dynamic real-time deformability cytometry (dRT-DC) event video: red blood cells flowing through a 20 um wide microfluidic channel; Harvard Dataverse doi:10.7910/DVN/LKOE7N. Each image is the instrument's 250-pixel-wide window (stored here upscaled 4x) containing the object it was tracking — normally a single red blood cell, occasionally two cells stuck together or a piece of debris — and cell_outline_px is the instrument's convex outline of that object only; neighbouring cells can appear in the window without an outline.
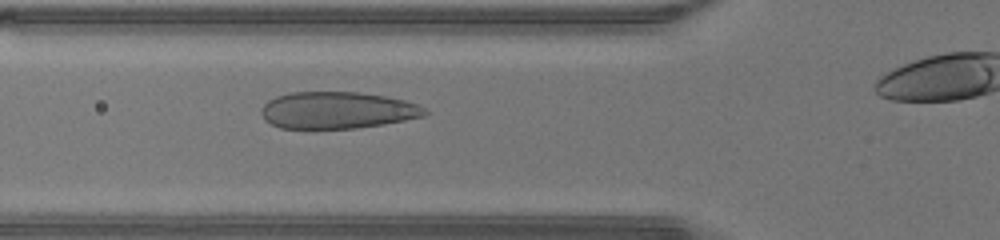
{"species": "human", "species_latin": "Homo sapiens", "temperature_condition": "warm", "stored_images_in_passage": 28, "camera_frame_rate_fps": 3000, "um_per_image_px": 0.085, "donor": {"sex": "male"}, "frame": {"image": 1, "passage_image": 7, "time_ms": 2.0, "image_size_px": [1000, 240], "cell_outline_px": [[432, 112], [424, 116], [384, 124], [356, 128], [280, 128], [264, 120], [260, 112], [260, 108], [268, 100], [276, 96], [288, 92], [360, 92], [384, 96], [404, 100], [416, 104]], "centroid_in_image_um": [28.65, 9.36], "position_along_channel_um": 97.1, "area_um2": 35.26}}
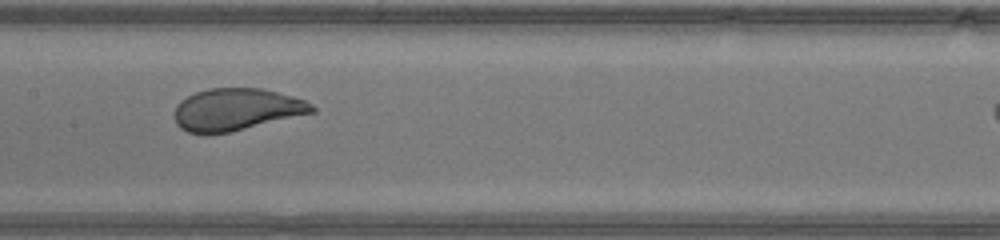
{"frame": {"image": 2, "passage_image": 13, "time_ms": 4.0, "image_size_px": [1000, 240], "cell_outline_px": [[316, 112], [228, 132], [188, 132], [180, 128], [176, 124], [176, 104], [180, 100], [196, 92], [208, 88], [260, 88], [292, 96], [304, 100], [312, 104], [316, 108]], "centroid_in_image_um": [20.11, 9.28], "position_along_channel_um": 187.3, "area_um2": 33.23}}
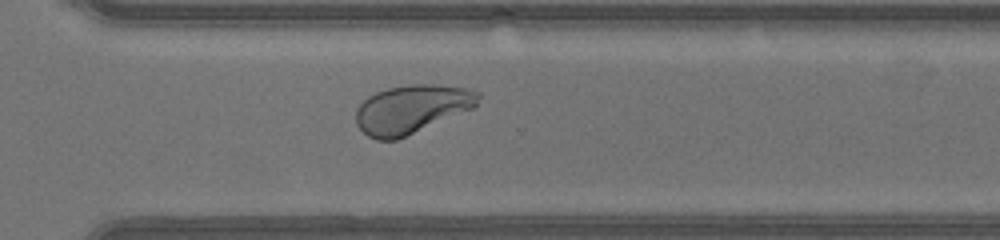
{"frame": {"image": 3, "passage_image": 23, "time_ms": 7.333, "image_size_px": [1000, 240], "cell_outline_px": [[480, 96], [476, 104], [472, 108], [396, 140], [376, 140], [368, 136], [356, 124], [356, 108], [368, 96], [376, 92], [388, 88], [408, 84], [436, 84], [468, 88], [480, 92]], "centroid_in_image_um": [34.97, 9.26], "position_along_channel_um": 335.6, "area_um2": 34.33}}